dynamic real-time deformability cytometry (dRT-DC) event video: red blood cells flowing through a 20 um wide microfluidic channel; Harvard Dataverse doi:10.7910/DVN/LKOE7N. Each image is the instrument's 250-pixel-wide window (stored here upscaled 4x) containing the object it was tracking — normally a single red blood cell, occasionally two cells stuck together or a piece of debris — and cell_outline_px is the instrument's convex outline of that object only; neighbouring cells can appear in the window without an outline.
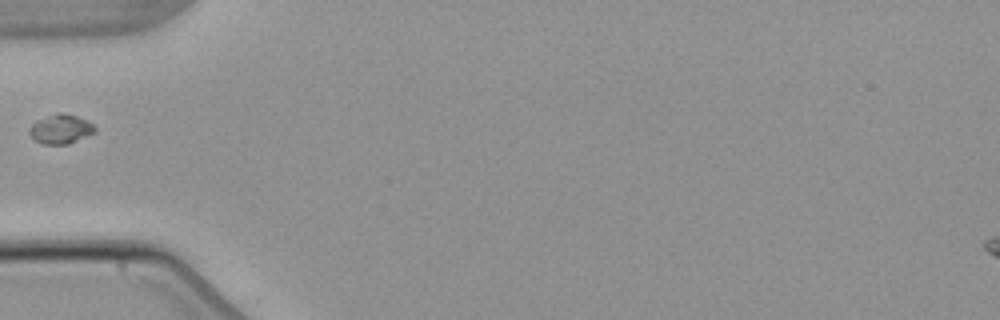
{"species": "common noctule bat (a hibernating species)", "species_latin": "Nyctalus noctula", "temperature_condition": "warm", "stored_images_in_passage": 1, "camera_frame_rate_fps": 3000, "um_per_image_px": 0.085, "animal": {"sex": "male", "body_mass_g": 21.5, "forearm_length_mm": 52.0}, "frame": {"image": 1, "passage_image": 1, "time_ms": 0.0, "image_size_px": [1000, 320], "cell_outline_px": [[96, 132], [68, 144], [44, 144], [36, 140], [28, 132], [32, 124], [40, 120], [60, 112], [76, 116], [92, 124], [96, 128]], "centroid_in_image_um": [5.19, 10.99], "position_along_channel_um": 79.8, "area_um2": 10.75}}